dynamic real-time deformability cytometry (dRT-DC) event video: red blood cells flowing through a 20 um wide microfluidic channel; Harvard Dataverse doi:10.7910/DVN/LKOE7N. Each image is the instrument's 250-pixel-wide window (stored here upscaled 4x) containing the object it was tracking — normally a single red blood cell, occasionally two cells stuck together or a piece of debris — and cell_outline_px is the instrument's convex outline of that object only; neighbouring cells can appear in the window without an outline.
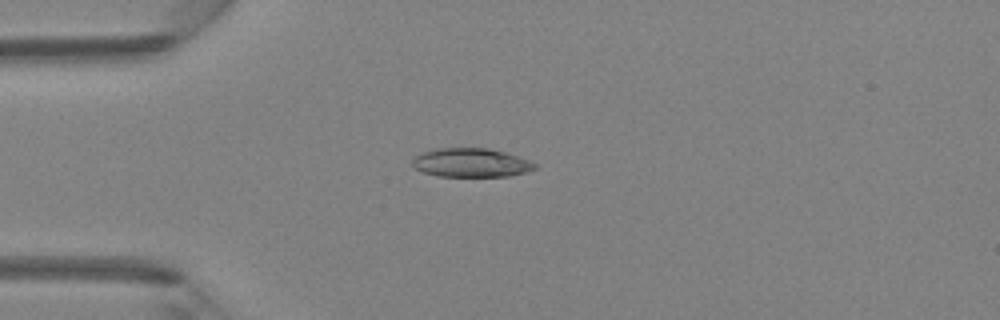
{"species": "Egyptian fruit bat (a non-hibernating species)", "species_latin": "Rousettus aegyptiacus", "temperature_condition": "room temperature", "stored_images_in_passage": 6, "camera_frame_rate_fps": 3000, "um_per_image_px": 0.085, "animal": {"sex": "female"}, "frame": {"image": 1, "passage_image": 4, "time_ms": 3.333, "image_size_px": [1000, 320], "cell_outline_px": [[536, 168], [528, 172], [508, 176], [436, 176], [424, 172], [416, 168], [412, 164], [412, 160], [420, 152], [436, 148], [488, 148], [504, 152], [528, 160], [536, 164]], "centroid_in_image_um": [40.02, 13.83], "position_along_channel_um": 45.0, "area_um2": 20.52}}
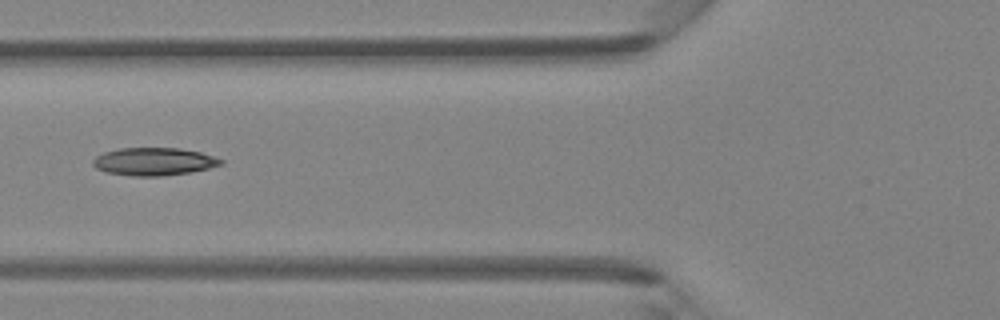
{"frame": {"image": 2, "passage_image": 6, "time_ms": 5.333, "image_size_px": [1000, 320], "cell_outline_px": [[224, 164], [208, 168], [188, 172], [164, 176], [132, 176], [108, 172], [96, 168], [92, 164], [92, 160], [96, 156], [104, 152], [120, 148], [180, 148], [200, 152], [224, 160]], "centroid_in_image_um": [13.07, 13.73], "position_along_channel_um": 112.7, "area_um2": 20.63}}